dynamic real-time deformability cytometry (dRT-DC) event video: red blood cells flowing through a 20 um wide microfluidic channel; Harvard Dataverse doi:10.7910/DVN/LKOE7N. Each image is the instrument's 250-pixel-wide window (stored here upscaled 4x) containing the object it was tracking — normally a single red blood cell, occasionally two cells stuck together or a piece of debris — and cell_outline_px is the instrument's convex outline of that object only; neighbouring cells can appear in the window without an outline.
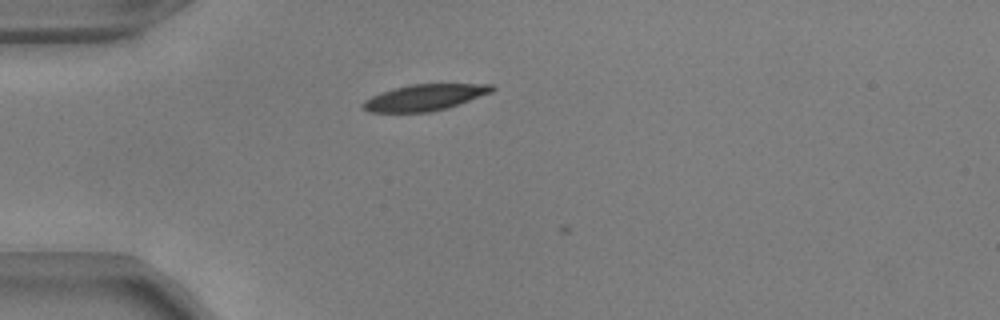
{"species": "common noctule bat (a hibernating species)", "species_latin": "Nyctalus noctula", "temperature_condition": "warm", "stored_images_in_passage": 2, "camera_frame_rate_fps": 3000, "um_per_image_px": 0.085, "animal": {"sex": "male", "body_mass_g": 17.9, "forearm_length_mm": 54.2}, "frame": {"image": 1, "passage_image": 1, "time_ms": 0.0, "image_size_px": [1000, 320], "cell_outline_px": [[496, 88], [492, 92], [460, 104], [448, 108], [432, 112], [368, 112], [360, 104], [364, 100], [380, 92], [392, 88], [412, 84], [492, 84]], "centroid_in_image_um": [36.09, 8.28], "position_along_channel_um": 48.9, "area_um2": 19.88}}